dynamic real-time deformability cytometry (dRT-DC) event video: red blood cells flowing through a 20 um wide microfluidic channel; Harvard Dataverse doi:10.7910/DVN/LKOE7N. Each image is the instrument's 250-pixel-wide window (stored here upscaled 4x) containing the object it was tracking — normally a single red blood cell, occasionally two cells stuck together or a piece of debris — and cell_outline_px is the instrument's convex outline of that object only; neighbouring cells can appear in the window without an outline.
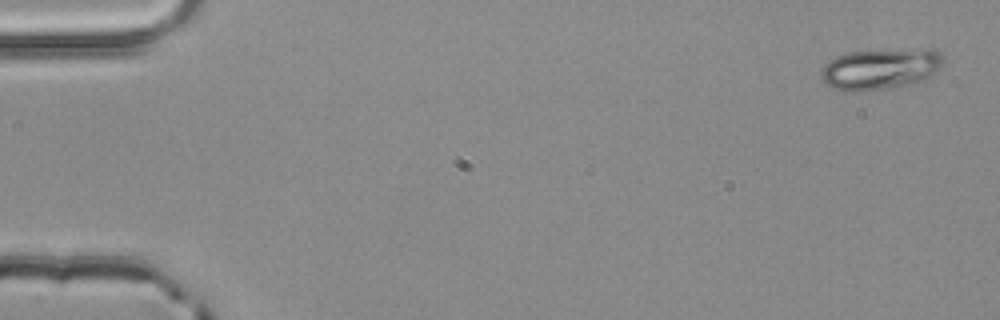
{"species": "common noctule bat (a hibernating species)", "species_latin": "Nyctalus noctula", "temperature_condition": "room temperature", "stored_images_in_passage": 4, "camera_frame_rate_fps": 3000, "um_per_image_px": 0.085, "animal": {"sex": "male", "body_mass_g": 20.4}, "frame": {"image": 1, "passage_image": 1, "time_ms": 0.0, "image_size_px": [1000, 320], "cell_outline_px": [[944, 64], [928, 80], [892, 88], [864, 92], [844, 92], [832, 88], [820, 76], [820, 68], [828, 60], [836, 56], [848, 52], [920, 48], [932, 48], [940, 52], [944, 56]], "centroid_in_image_um": [74.87, 5.87], "position_along_channel_um": 10.1, "area_um2": 30.23}}